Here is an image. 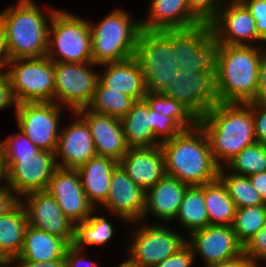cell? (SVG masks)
Wrapping results in <instances>:
<instances>
[{
  "mask_svg": "<svg viewBox=\"0 0 266 267\" xmlns=\"http://www.w3.org/2000/svg\"><path fill=\"white\" fill-rule=\"evenodd\" d=\"M192 263L194 264V256L191 248L186 243L175 254H172L153 267H192Z\"/></svg>",
  "mask_w": 266,
  "mask_h": 267,
  "instance_id": "ee69618b",
  "label": "cell"
},
{
  "mask_svg": "<svg viewBox=\"0 0 266 267\" xmlns=\"http://www.w3.org/2000/svg\"><path fill=\"white\" fill-rule=\"evenodd\" d=\"M152 130L162 143L185 130L174 118L152 110Z\"/></svg>",
  "mask_w": 266,
  "mask_h": 267,
  "instance_id": "f35d334b",
  "label": "cell"
},
{
  "mask_svg": "<svg viewBox=\"0 0 266 267\" xmlns=\"http://www.w3.org/2000/svg\"><path fill=\"white\" fill-rule=\"evenodd\" d=\"M20 199L8 188H0V217L9 212Z\"/></svg>",
  "mask_w": 266,
  "mask_h": 267,
  "instance_id": "c3c4849f",
  "label": "cell"
},
{
  "mask_svg": "<svg viewBox=\"0 0 266 267\" xmlns=\"http://www.w3.org/2000/svg\"><path fill=\"white\" fill-rule=\"evenodd\" d=\"M205 267H262L258 266L253 260L245 255V253L237 256L236 258L214 263Z\"/></svg>",
  "mask_w": 266,
  "mask_h": 267,
  "instance_id": "681fc988",
  "label": "cell"
},
{
  "mask_svg": "<svg viewBox=\"0 0 266 267\" xmlns=\"http://www.w3.org/2000/svg\"><path fill=\"white\" fill-rule=\"evenodd\" d=\"M226 186L229 197L237 208L265 204L257 190L253 187L249 176L227 173L224 166L220 167L219 177Z\"/></svg>",
  "mask_w": 266,
  "mask_h": 267,
  "instance_id": "836d02e7",
  "label": "cell"
},
{
  "mask_svg": "<svg viewBox=\"0 0 266 267\" xmlns=\"http://www.w3.org/2000/svg\"><path fill=\"white\" fill-rule=\"evenodd\" d=\"M187 0L191 12L202 22L210 23L228 0ZM225 3V4H224Z\"/></svg>",
  "mask_w": 266,
  "mask_h": 267,
  "instance_id": "ab89813d",
  "label": "cell"
},
{
  "mask_svg": "<svg viewBox=\"0 0 266 267\" xmlns=\"http://www.w3.org/2000/svg\"><path fill=\"white\" fill-rule=\"evenodd\" d=\"M160 146L166 175L189 186L204 185L218 179L220 166L215 162L208 137L199 124L183 130Z\"/></svg>",
  "mask_w": 266,
  "mask_h": 267,
  "instance_id": "3957f363",
  "label": "cell"
},
{
  "mask_svg": "<svg viewBox=\"0 0 266 267\" xmlns=\"http://www.w3.org/2000/svg\"><path fill=\"white\" fill-rule=\"evenodd\" d=\"M266 48L216 45L215 67L220 103L257 101L258 74Z\"/></svg>",
  "mask_w": 266,
  "mask_h": 267,
  "instance_id": "7a4b0ae2",
  "label": "cell"
},
{
  "mask_svg": "<svg viewBox=\"0 0 266 267\" xmlns=\"http://www.w3.org/2000/svg\"><path fill=\"white\" fill-rule=\"evenodd\" d=\"M39 7L33 0H19L17 5L8 6L0 13L10 60L46 56L48 31L55 9L50 8L46 17Z\"/></svg>",
  "mask_w": 266,
  "mask_h": 267,
  "instance_id": "277c9868",
  "label": "cell"
},
{
  "mask_svg": "<svg viewBox=\"0 0 266 267\" xmlns=\"http://www.w3.org/2000/svg\"><path fill=\"white\" fill-rule=\"evenodd\" d=\"M248 0H232L226 4H245Z\"/></svg>",
  "mask_w": 266,
  "mask_h": 267,
  "instance_id": "9f6ffc18",
  "label": "cell"
},
{
  "mask_svg": "<svg viewBox=\"0 0 266 267\" xmlns=\"http://www.w3.org/2000/svg\"><path fill=\"white\" fill-rule=\"evenodd\" d=\"M244 253L258 266L259 261H266V224L246 244Z\"/></svg>",
  "mask_w": 266,
  "mask_h": 267,
  "instance_id": "60d3db41",
  "label": "cell"
},
{
  "mask_svg": "<svg viewBox=\"0 0 266 267\" xmlns=\"http://www.w3.org/2000/svg\"><path fill=\"white\" fill-rule=\"evenodd\" d=\"M255 137L257 142L266 146V104L259 101L252 102Z\"/></svg>",
  "mask_w": 266,
  "mask_h": 267,
  "instance_id": "7bdbcfd3",
  "label": "cell"
},
{
  "mask_svg": "<svg viewBox=\"0 0 266 267\" xmlns=\"http://www.w3.org/2000/svg\"><path fill=\"white\" fill-rule=\"evenodd\" d=\"M68 246L62 238L28 225L22 250L18 257L13 259L31 260L39 263L62 259Z\"/></svg>",
  "mask_w": 266,
  "mask_h": 267,
  "instance_id": "83f0119b",
  "label": "cell"
},
{
  "mask_svg": "<svg viewBox=\"0 0 266 267\" xmlns=\"http://www.w3.org/2000/svg\"><path fill=\"white\" fill-rule=\"evenodd\" d=\"M24 197V198H23ZM20 198L28 224L73 245L75 224L64 215L55 198L47 191H33Z\"/></svg>",
  "mask_w": 266,
  "mask_h": 267,
  "instance_id": "9a60e30c",
  "label": "cell"
},
{
  "mask_svg": "<svg viewBox=\"0 0 266 267\" xmlns=\"http://www.w3.org/2000/svg\"><path fill=\"white\" fill-rule=\"evenodd\" d=\"M95 65L100 66L93 62H54V102L59 106L64 104L63 107L67 105L71 112L87 108L99 81V73L90 67Z\"/></svg>",
  "mask_w": 266,
  "mask_h": 267,
  "instance_id": "7c38bea8",
  "label": "cell"
},
{
  "mask_svg": "<svg viewBox=\"0 0 266 267\" xmlns=\"http://www.w3.org/2000/svg\"><path fill=\"white\" fill-rule=\"evenodd\" d=\"M234 174L251 176L266 171V146L255 142L235 155L224 165Z\"/></svg>",
  "mask_w": 266,
  "mask_h": 267,
  "instance_id": "e575fe53",
  "label": "cell"
},
{
  "mask_svg": "<svg viewBox=\"0 0 266 267\" xmlns=\"http://www.w3.org/2000/svg\"><path fill=\"white\" fill-rule=\"evenodd\" d=\"M7 187L20 199L33 191L46 190L58 168L55 153L40 151L36 157L4 158Z\"/></svg>",
  "mask_w": 266,
  "mask_h": 267,
  "instance_id": "5bb4252c",
  "label": "cell"
},
{
  "mask_svg": "<svg viewBox=\"0 0 266 267\" xmlns=\"http://www.w3.org/2000/svg\"><path fill=\"white\" fill-rule=\"evenodd\" d=\"M7 266H10L9 261L0 259V267H7Z\"/></svg>",
  "mask_w": 266,
  "mask_h": 267,
  "instance_id": "6f0895ef",
  "label": "cell"
},
{
  "mask_svg": "<svg viewBox=\"0 0 266 267\" xmlns=\"http://www.w3.org/2000/svg\"><path fill=\"white\" fill-rule=\"evenodd\" d=\"M257 101L266 104V53L262 57L259 67Z\"/></svg>",
  "mask_w": 266,
  "mask_h": 267,
  "instance_id": "f907efd6",
  "label": "cell"
},
{
  "mask_svg": "<svg viewBox=\"0 0 266 267\" xmlns=\"http://www.w3.org/2000/svg\"><path fill=\"white\" fill-rule=\"evenodd\" d=\"M116 267H140L137 264L131 262L129 259L121 263L119 266Z\"/></svg>",
  "mask_w": 266,
  "mask_h": 267,
  "instance_id": "11a10c76",
  "label": "cell"
},
{
  "mask_svg": "<svg viewBox=\"0 0 266 267\" xmlns=\"http://www.w3.org/2000/svg\"><path fill=\"white\" fill-rule=\"evenodd\" d=\"M175 220L192 233L209 225L204 201V185L188 186Z\"/></svg>",
  "mask_w": 266,
  "mask_h": 267,
  "instance_id": "4dcf8cb0",
  "label": "cell"
},
{
  "mask_svg": "<svg viewBox=\"0 0 266 267\" xmlns=\"http://www.w3.org/2000/svg\"><path fill=\"white\" fill-rule=\"evenodd\" d=\"M265 224L266 203L237 208L232 227L238 241L245 247Z\"/></svg>",
  "mask_w": 266,
  "mask_h": 267,
  "instance_id": "8d00e7d4",
  "label": "cell"
},
{
  "mask_svg": "<svg viewBox=\"0 0 266 267\" xmlns=\"http://www.w3.org/2000/svg\"><path fill=\"white\" fill-rule=\"evenodd\" d=\"M119 165L145 192L166 175L164 153L160 145L129 148Z\"/></svg>",
  "mask_w": 266,
  "mask_h": 267,
  "instance_id": "7402d4cb",
  "label": "cell"
},
{
  "mask_svg": "<svg viewBox=\"0 0 266 267\" xmlns=\"http://www.w3.org/2000/svg\"><path fill=\"white\" fill-rule=\"evenodd\" d=\"M131 224H135L134 227L138 229L130 232L133 236L131 235V244L128 248V259L140 267L155 266L187 243L188 237L184 239L181 233H176L164 224H143V221Z\"/></svg>",
  "mask_w": 266,
  "mask_h": 267,
  "instance_id": "30bf717a",
  "label": "cell"
},
{
  "mask_svg": "<svg viewBox=\"0 0 266 267\" xmlns=\"http://www.w3.org/2000/svg\"><path fill=\"white\" fill-rule=\"evenodd\" d=\"M63 106L55 102L18 103L15 109L19 130L41 151L55 153L60 135Z\"/></svg>",
  "mask_w": 266,
  "mask_h": 267,
  "instance_id": "4fadbf2b",
  "label": "cell"
},
{
  "mask_svg": "<svg viewBox=\"0 0 266 267\" xmlns=\"http://www.w3.org/2000/svg\"><path fill=\"white\" fill-rule=\"evenodd\" d=\"M9 264L13 267H65V256L62 259L51 260L48 262L44 261L41 263L24 259H11Z\"/></svg>",
  "mask_w": 266,
  "mask_h": 267,
  "instance_id": "7dc6e473",
  "label": "cell"
},
{
  "mask_svg": "<svg viewBox=\"0 0 266 267\" xmlns=\"http://www.w3.org/2000/svg\"><path fill=\"white\" fill-rule=\"evenodd\" d=\"M83 251L82 249H77L74 245H69L64 255L65 267H99L98 263L90 262V260L88 261V259H86L87 255L82 254ZM85 260L90 263L86 264Z\"/></svg>",
  "mask_w": 266,
  "mask_h": 267,
  "instance_id": "f6af8a7d",
  "label": "cell"
},
{
  "mask_svg": "<svg viewBox=\"0 0 266 267\" xmlns=\"http://www.w3.org/2000/svg\"><path fill=\"white\" fill-rule=\"evenodd\" d=\"M57 201L65 216L74 224L85 221L97 209L89 202L77 169L58 167L46 189Z\"/></svg>",
  "mask_w": 266,
  "mask_h": 267,
  "instance_id": "ac0fdd59",
  "label": "cell"
},
{
  "mask_svg": "<svg viewBox=\"0 0 266 267\" xmlns=\"http://www.w3.org/2000/svg\"><path fill=\"white\" fill-rule=\"evenodd\" d=\"M72 113L76 119L60 130L55 152L57 166L65 169H77L97 155L89 126L77 112Z\"/></svg>",
  "mask_w": 266,
  "mask_h": 267,
  "instance_id": "ffe728a7",
  "label": "cell"
},
{
  "mask_svg": "<svg viewBox=\"0 0 266 267\" xmlns=\"http://www.w3.org/2000/svg\"><path fill=\"white\" fill-rule=\"evenodd\" d=\"M91 215L83 222L75 224L73 245L84 250L85 246L105 245L114 235L113 224L103 216Z\"/></svg>",
  "mask_w": 266,
  "mask_h": 267,
  "instance_id": "1f68e13d",
  "label": "cell"
},
{
  "mask_svg": "<svg viewBox=\"0 0 266 267\" xmlns=\"http://www.w3.org/2000/svg\"><path fill=\"white\" fill-rule=\"evenodd\" d=\"M145 196L146 192L118 165L112 172L107 200L102 207L110 213H116L115 215L119 217V220L121 219V222L142 221Z\"/></svg>",
  "mask_w": 266,
  "mask_h": 267,
  "instance_id": "d6986e66",
  "label": "cell"
},
{
  "mask_svg": "<svg viewBox=\"0 0 266 267\" xmlns=\"http://www.w3.org/2000/svg\"><path fill=\"white\" fill-rule=\"evenodd\" d=\"M118 165L119 162L112 158L96 155L77 168L81 185L95 209L106 202L112 172Z\"/></svg>",
  "mask_w": 266,
  "mask_h": 267,
  "instance_id": "484cf974",
  "label": "cell"
},
{
  "mask_svg": "<svg viewBox=\"0 0 266 267\" xmlns=\"http://www.w3.org/2000/svg\"><path fill=\"white\" fill-rule=\"evenodd\" d=\"M199 125L205 131L213 158L220 167L257 142L252 102L219 103L199 119Z\"/></svg>",
  "mask_w": 266,
  "mask_h": 267,
  "instance_id": "6da1fadb",
  "label": "cell"
},
{
  "mask_svg": "<svg viewBox=\"0 0 266 267\" xmlns=\"http://www.w3.org/2000/svg\"><path fill=\"white\" fill-rule=\"evenodd\" d=\"M10 62V55L6 45V36L3 27L0 25V74L5 73L3 71ZM3 68V69H2Z\"/></svg>",
  "mask_w": 266,
  "mask_h": 267,
  "instance_id": "816d5d0a",
  "label": "cell"
},
{
  "mask_svg": "<svg viewBox=\"0 0 266 267\" xmlns=\"http://www.w3.org/2000/svg\"><path fill=\"white\" fill-rule=\"evenodd\" d=\"M17 104L6 72L0 74V111L11 105L16 109Z\"/></svg>",
  "mask_w": 266,
  "mask_h": 267,
  "instance_id": "bcb514c9",
  "label": "cell"
},
{
  "mask_svg": "<svg viewBox=\"0 0 266 267\" xmlns=\"http://www.w3.org/2000/svg\"><path fill=\"white\" fill-rule=\"evenodd\" d=\"M245 5L256 21L257 35L266 42V0H248Z\"/></svg>",
  "mask_w": 266,
  "mask_h": 267,
  "instance_id": "b9f144b4",
  "label": "cell"
},
{
  "mask_svg": "<svg viewBox=\"0 0 266 267\" xmlns=\"http://www.w3.org/2000/svg\"><path fill=\"white\" fill-rule=\"evenodd\" d=\"M103 66L106 70L101 74L99 72V82L104 87L128 95L135 101L145 98L147 90L143 70L135 57L101 64V67Z\"/></svg>",
  "mask_w": 266,
  "mask_h": 267,
  "instance_id": "d4e9b609",
  "label": "cell"
},
{
  "mask_svg": "<svg viewBox=\"0 0 266 267\" xmlns=\"http://www.w3.org/2000/svg\"><path fill=\"white\" fill-rule=\"evenodd\" d=\"M135 100L116 90L104 87L99 81L87 109L103 115L122 118L132 108Z\"/></svg>",
  "mask_w": 266,
  "mask_h": 267,
  "instance_id": "d6a6232c",
  "label": "cell"
},
{
  "mask_svg": "<svg viewBox=\"0 0 266 267\" xmlns=\"http://www.w3.org/2000/svg\"><path fill=\"white\" fill-rule=\"evenodd\" d=\"M87 123L97 156L119 162L129 147L126 143L120 118L94 113L87 108L76 111Z\"/></svg>",
  "mask_w": 266,
  "mask_h": 267,
  "instance_id": "44dd1931",
  "label": "cell"
},
{
  "mask_svg": "<svg viewBox=\"0 0 266 267\" xmlns=\"http://www.w3.org/2000/svg\"><path fill=\"white\" fill-rule=\"evenodd\" d=\"M187 107L198 119L219 104L215 65L206 72L178 71L162 92Z\"/></svg>",
  "mask_w": 266,
  "mask_h": 267,
  "instance_id": "8fae6325",
  "label": "cell"
},
{
  "mask_svg": "<svg viewBox=\"0 0 266 267\" xmlns=\"http://www.w3.org/2000/svg\"><path fill=\"white\" fill-rule=\"evenodd\" d=\"M204 201L210 225H233L237 207L219 178L204 184Z\"/></svg>",
  "mask_w": 266,
  "mask_h": 267,
  "instance_id": "f546056e",
  "label": "cell"
},
{
  "mask_svg": "<svg viewBox=\"0 0 266 267\" xmlns=\"http://www.w3.org/2000/svg\"><path fill=\"white\" fill-rule=\"evenodd\" d=\"M7 67L17 103L54 102V62L47 56L13 59Z\"/></svg>",
  "mask_w": 266,
  "mask_h": 267,
  "instance_id": "ba28073f",
  "label": "cell"
},
{
  "mask_svg": "<svg viewBox=\"0 0 266 267\" xmlns=\"http://www.w3.org/2000/svg\"><path fill=\"white\" fill-rule=\"evenodd\" d=\"M28 219L24 206L19 201L9 212L0 217V259L8 260L20 254Z\"/></svg>",
  "mask_w": 266,
  "mask_h": 267,
  "instance_id": "f1b7e54d",
  "label": "cell"
},
{
  "mask_svg": "<svg viewBox=\"0 0 266 267\" xmlns=\"http://www.w3.org/2000/svg\"><path fill=\"white\" fill-rule=\"evenodd\" d=\"M121 123L129 148L161 144L152 130V109L145 99L135 101L128 113L121 118Z\"/></svg>",
  "mask_w": 266,
  "mask_h": 267,
  "instance_id": "4316f807",
  "label": "cell"
},
{
  "mask_svg": "<svg viewBox=\"0 0 266 267\" xmlns=\"http://www.w3.org/2000/svg\"><path fill=\"white\" fill-rule=\"evenodd\" d=\"M188 186L177 178L168 175L162 177L146 192L142 221L145 223L144 219L149 213L164 222L174 220Z\"/></svg>",
  "mask_w": 266,
  "mask_h": 267,
  "instance_id": "cb8c5ba5",
  "label": "cell"
},
{
  "mask_svg": "<svg viewBox=\"0 0 266 267\" xmlns=\"http://www.w3.org/2000/svg\"><path fill=\"white\" fill-rule=\"evenodd\" d=\"M123 9H115L91 28L92 61L97 65L121 62L135 56L141 21L130 18Z\"/></svg>",
  "mask_w": 266,
  "mask_h": 267,
  "instance_id": "5b68a950",
  "label": "cell"
},
{
  "mask_svg": "<svg viewBox=\"0 0 266 267\" xmlns=\"http://www.w3.org/2000/svg\"><path fill=\"white\" fill-rule=\"evenodd\" d=\"M152 110L174 118L184 129L195 128L199 119L182 103L167 98L162 92H148L144 98Z\"/></svg>",
  "mask_w": 266,
  "mask_h": 267,
  "instance_id": "d590c367",
  "label": "cell"
},
{
  "mask_svg": "<svg viewBox=\"0 0 266 267\" xmlns=\"http://www.w3.org/2000/svg\"><path fill=\"white\" fill-rule=\"evenodd\" d=\"M253 187L260 194L263 201L266 203V171L249 176Z\"/></svg>",
  "mask_w": 266,
  "mask_h": 267,
  "instance_id": "f5cc1de1",
  "label": "cell"
},
{
  "mask_svg": "<svg viewBox=\"0 0 266 267\" xmlns=\"http://www.w3.org/2000/svg\"><path fill=\"white\" fill-rule=\"evenodd\" d=\"M89 20L56 9L48 31L46 56L53 62L87 63L92 61Z\"/></svg>",
  "mask_w": 266,
  "mask_h": 267,
  "instance_id": "8992f818",
  "label": "cell"
},
{
  "mask_svg": "<svg viewBox=\"0 0 266 267\" xmlns=\"http://www.w3.org/2000/svg\"><path fill=\"white\" fill-rule=\"evenodd\" d=\"M0 148L4 158L36 157L41 151L20 130L17 134H11L5 140L0 141Z\"/></svg>",
  "mask_w": 266,
  "mask_h": 267,
  "instance_id": "74e56055",
  "label": "cell"
},
{
  "mask_svg": "<svg viewBox=\"0 0 266 267\" xmlns=\"http://www.w3.org/2000/svg\"><path fill=\"white\" fill-rule=\"evenodd\" d=\"M149 7L147 19L140 20L142 30L188 29L202 24L191 12L187 0H151Z\"/></svg>",
  "mask_w": 266,
  "mask_h": 267,
  "instance_id": "603a6c76",
  "label": "cell"
},
{
  "mask_svg": "<svg viewBox=\"0 0 266 267\" xmlns=\"http://www.w3.org/2000/svg\"><path fill=\"white\" fill-rule=\"evenodd\" d=\"M189 234L187 244L194 259L199 255L206 266L236 258L244 253V246L238 241L232 226L209 224Z\"/></svg>",
  "mask_w": 266,
  "mask_h": 267,
  "instance_id": "2e32d148",
  "label": "cell"
},
{
  "mask_svg": "<svg viewBox=\"0 0 266 267\" xmlns=\"http://www.w3.org/2000/svg\"><path fill=\"white\" fill-rule=\"evenodd\" d=\"M143 70L148 92H163L181 70L173 55L172 42L161 31L141 30L134 56Z\"/></svg>",
  "mask_w": 266,
  "mask_h": 267,
  "instance_id": "52a82bcc",
  "label": "cell"
},
{
  "mask_svg": "<svg viewBox=\"0 0 266 267\" xmlns=\"http://www.w3.org/2000/svg\"><path fill=\"white\" fill-rule=\"evenodd\" d=\"M1 181H6L5 185H3L1 187L0 185V188H3V187H7V167H6V163H5V160H4V156H3V151L2 149L0 148V184L2 183Z\"/></svg>",
  "mask_w": 266,
  "mask_h": 267,
  "instance_id": "db71d44e",
  "label": "cell"
},
{
  "mask_svg": "<svg viewBox=\"0 0 266 267\" xmlns=\"http://www.w3.org/2000/svg\"><path fill=\"white\" fill-rule=\"evenodd\" d=\"M183 71L206 72L215 65L216 42L210 24L188 29L162 30Z\"/></svg>",
  "mask_w": 266,
  "mask_h": 267,
  "instance_id": "9c48e42d",
  "label": "cell"
},
{
  "mask_svg": "<svg viewBox=\"0 0 266 267\" xmlns=\"http://www.w3.org/2000/svg\"><path fill=\"white\" fill-rule=\"evenodd\" d=\"M209 24L216 45L254 46L264 42L257 35L256 21L245 4H225Z\"/></svg>",
  "mask_w": 266,
  "mask_h": 267,
  "instance_id": "e0dca14e",
  "label": "cell"
}]
</instances>
